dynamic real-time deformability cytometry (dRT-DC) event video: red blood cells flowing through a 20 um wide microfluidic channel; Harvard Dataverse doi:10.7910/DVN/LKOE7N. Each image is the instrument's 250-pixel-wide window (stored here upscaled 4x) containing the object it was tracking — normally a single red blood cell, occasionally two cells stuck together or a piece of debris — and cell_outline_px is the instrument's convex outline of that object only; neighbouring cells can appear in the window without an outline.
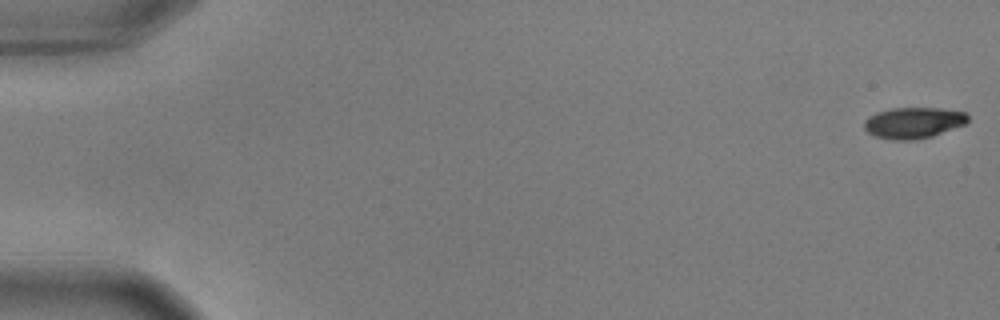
{"species": "common noctule bat (a hibernating species)", "species_latin": "Nyctalus noctula", "temperature_condition": "warm", "stored_images_in_passage": 56, "camera_frame_rate_fps": 3000, "um_per_image_px": 0.085, "animal": {"sex": "male", "body_mass_g": 17.9, "forearm_length_mm": 54.2}, "frame": {"image": 1, "passage_image": 1, "time_ms": 0.0, "image_size_px": [1000, 320], "cell_outline_px": [[968, 120], [964, 124], [932, 136], [916, 140], [892, 140], [872, 136], [864, 128], [864, 120], [868, 116], [876, 112], [892, 108], [940, 108], [964, 112], [968, 116]], "centroid_in_image_um": [77.58, 10.44], "position_along_channel_um": 7.4, "area_um2": 18.84}}
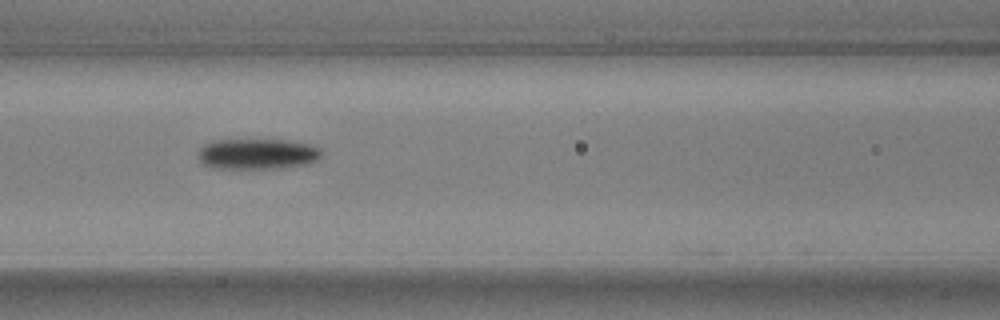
{"frame": {"image": 2, "passage_image": 25, "time_ms": 8.0, "image_size_px": [1000, 320], "cell_outline_px": [[320, 156], [316, 160], [308, 164], [280, 168], [212, 168], [204, 164], [196, 156], [196, 152], [204, 144], [212, 140], [284, 140], [308, 144], [320, 148]], "centroid_in_image_um": [21.81, 13.08], "position_along_channel_um": 144.8, "area_um2": 22.02}}
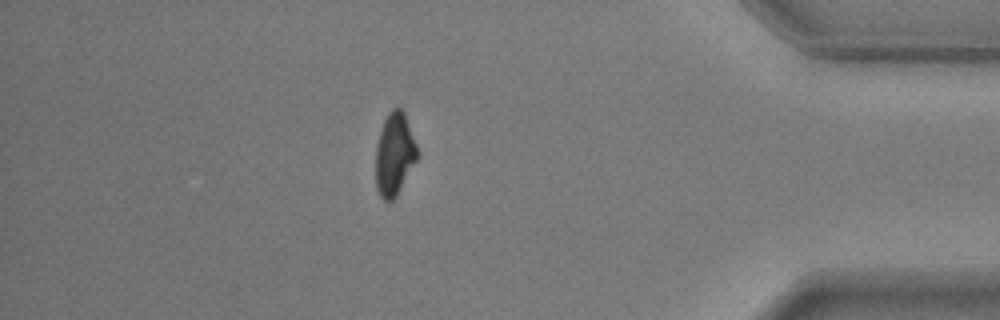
{"frame": {"image": 3, "passage_image": 49, "time_ms": 16.0, "image_size_px": [1000, 320], "cell_outline_px": [[420, 156], [396, 196], [392, 200], [384, 200], [380, 196], [376, 188], [376, 144], [384, 120], [388, 112], [392, 108], [400, 108], [404, 112], [420, 152]], "centroid_in_image_um": [33.55, 13.1], "position_along_channel_um": 401.6, "area_um2": 20.23}, "authors_computed_cell_mechanics": {"area_um2": 20.808, "velocity_mm_per_s": 3.6566, "shape_relaxation_time_tau1_ms": 2.1932, "shape_relaxation_time_tau2_ms": 3.6686, "deformation_change_tau1": 0.1569, "deformation_change_tau2": 0.0928}}